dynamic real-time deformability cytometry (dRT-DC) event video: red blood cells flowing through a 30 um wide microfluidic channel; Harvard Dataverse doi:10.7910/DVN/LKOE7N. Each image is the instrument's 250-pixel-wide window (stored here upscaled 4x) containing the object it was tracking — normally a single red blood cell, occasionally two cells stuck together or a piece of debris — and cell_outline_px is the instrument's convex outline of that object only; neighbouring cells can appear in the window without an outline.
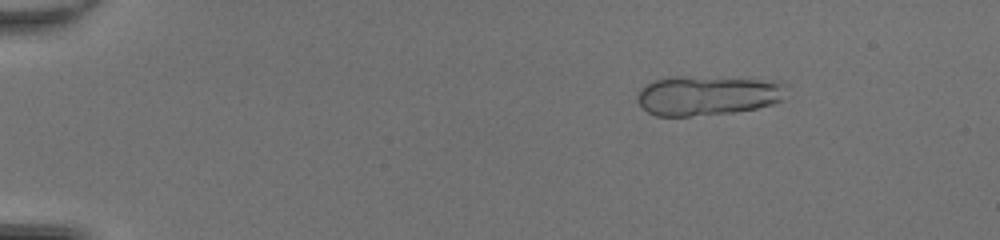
{"species": "common noctule bat (a hibernating species)", "species_latin": "Nyctalus noctula", "temperature_condition": "room temperature", "stored_images_in_passage": 49, "camera_frame_rate_fps": 3000, "um_per_image_px": 0.085, "animal": {"sex": "female", "body_mass_g": 20.0, "forearm_length_mm": 54.0}, "frame": {"image": 1, "passage_image": 8, "time_ms": 2.333, "image_size_px": [1000, 240], "cell_outline_px": [[788, 84], [784, 100], [772, 104], [756, 108], [736, 112], [688, 116], [656, 116], [648, 112], [636, 100], [636, 92], [640, 88], [652, 80], [668, 76], [684, 76], [780, 80]], "centroid_in_image_um": [60.17, 8.09], "position_along_channel_um": 24.8, "area_um2": 35.26}}
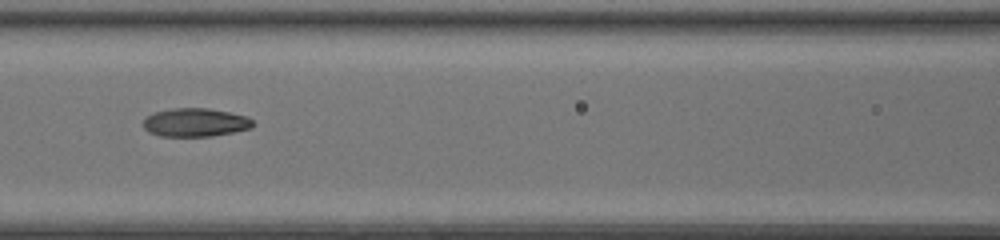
{"frame": {"image": 2, "passage_image": 25, "time_ms": 8.0, "image_size_px": [1000, 240], "cell_outline_px": [[256, 124], [252, 128], [212, 136], [160, 136], [148, 132], [144, 128], [144, 120], [148, 116], [156, 112], [172, 108], [208, 108], [248, 116]], "centroid_in_image_um": [16.64, 10.41], "position_along_channel_um": 150.0, "area_um2": 18.15}}
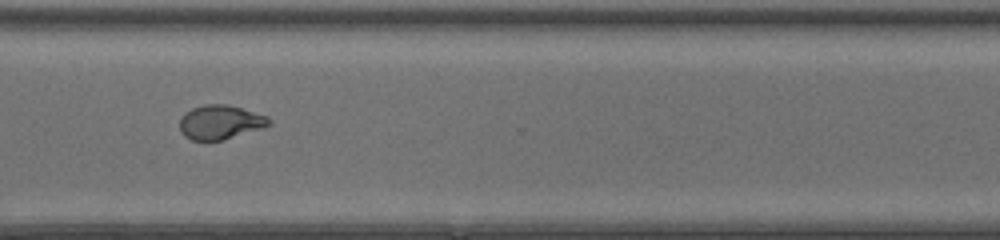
{"frame": {"image": 3, "passage_image": 39, "time_ms": 12.667, "image_size_px": [1000, 240], "cell_outline_px": [[272, 124], [264, 128], [220, 140], [192, 140], [184, 136], [180, 132], [180, 120], [184, 112], [192, 108], [204, 104], [228, 104], [268, 116], [272, 120]], "centroid_in_image_um": [18.74, 10.37], "position_along_channel_um": 351.9, "area_um2": 17.92}, "authors_computed_cell_mechanics": {"area_um2": 18.1492, "velocity_mm_per_s": 4.3348, "shape_relaxation_time_tau1_ms": 10.2734, "shape_relaxation_time_tau2_ms": 1.2674, "deformation_change_tau1": 0.3706, "deformation_change_tau2": 0.0735}}